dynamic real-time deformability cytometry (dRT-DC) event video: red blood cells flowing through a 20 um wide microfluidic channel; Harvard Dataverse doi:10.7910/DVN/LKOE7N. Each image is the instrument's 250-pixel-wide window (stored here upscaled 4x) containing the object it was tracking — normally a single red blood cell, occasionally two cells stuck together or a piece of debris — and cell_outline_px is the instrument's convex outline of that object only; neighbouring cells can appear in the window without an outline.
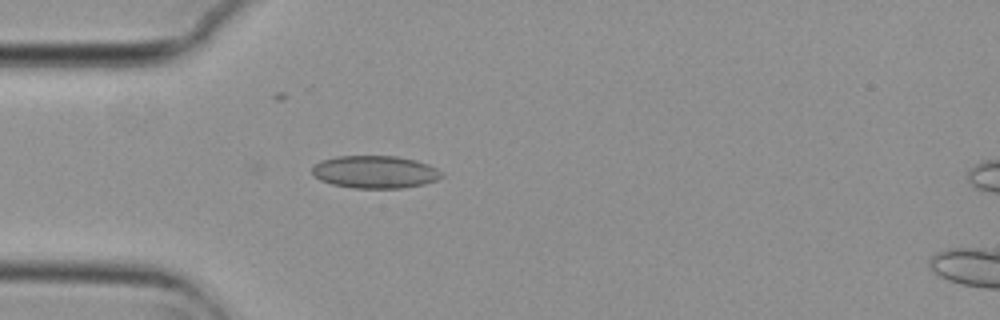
{"species": "common noctule bat (a hibernating species)", "species_latin": "Nyctalus noctula", "temperature_condition": "cold", "stored_images_in_passage": 3, "camera_frame_rate_fps": 3000, "um_per_image_px": 0.085, "animal": {"sex": "female", "body_mass_g": 29.2, "forearm_length_mm": 56.3}, "frame": {"image": 1, "passage_image": 3, "time_ms": 0.667, "image_size_px": [1000, 320], "cell_outline_px": [[444, 176], [436, 180], [424, 184], [404, 188], [352, 188], [332, 184], [320, 180], [312, 172], [312, 168], [320, 160], [336, 156], [396, 156], [416, 160], [428, 164], [444, 172]], "centroid_in_image_um": [31.9, 14.61], "position_along_channel_um": 53.1, "area_um2": 24.74}}